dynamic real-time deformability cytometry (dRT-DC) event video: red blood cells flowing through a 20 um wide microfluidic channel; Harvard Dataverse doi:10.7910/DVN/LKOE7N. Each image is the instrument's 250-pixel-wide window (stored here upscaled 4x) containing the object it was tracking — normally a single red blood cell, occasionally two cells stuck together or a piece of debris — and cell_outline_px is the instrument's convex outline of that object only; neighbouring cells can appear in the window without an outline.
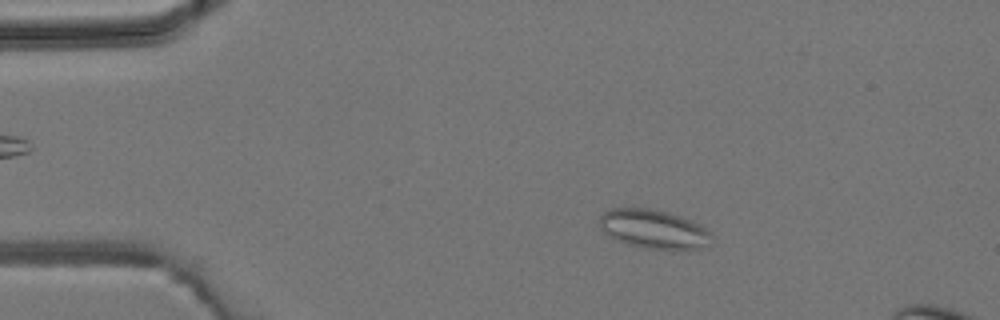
{"species": "common noctule bat (a hibernating species)", "species_latin": "Nyctalus noctula", "temperature_condition": "room temperature", "stored_images_in_passage": 5, "camera_frame_rate_fps": 3000, "um_per_image_px": 0.085, "animal": {"sex": "male", "body_mass_g": 19.2, "forearm_length_mm": 51.8}, "frame": {"image": 1, "passage_image": 1, "time_ms": 0.0, "image_size_px": [1000, 320], "cell_outline_px": [[712, 236], [704, 244], [696, 248], [644, 248], [628, 244], [616, 240], [608, 236], [600, 228], [600, 216], [604, 212], [612, 208], [648, 208], [668, 212], [680, 216], [700, 224]], "centroid_in_image_um": [55.47, 19.44], "position_along_channel_um": 29.5, "area_um2": 24.8}}
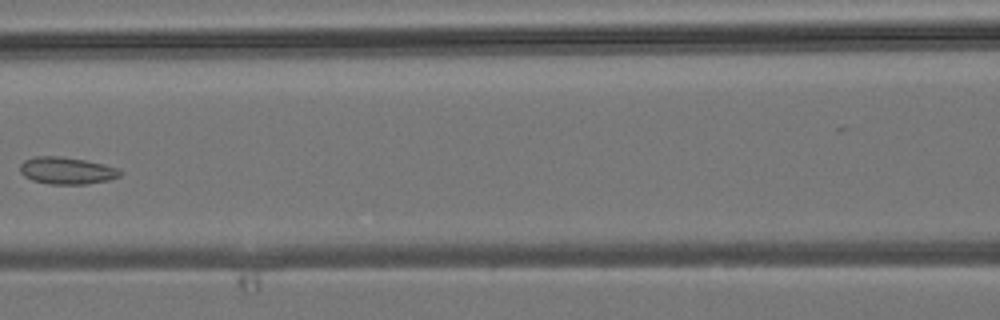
{"frame": {"image": 2, "passage_image": 5, "time_ms": 4.333, "image_size_px": [1000, 320], "cell_outline_px": [[124, 172], [120, 176], [108, 180], [84, 184], [48, 184], [32, 180], [24, 176], [20, 172], [20, 164], [24, 160], [36, 156], [60, 156], [84, 160], [104, 164], [120, 168]], "centroid_in_image_um": [5.69, 14.5], "position_along_channel_um": 160.9, "area_um2": 15.9}}